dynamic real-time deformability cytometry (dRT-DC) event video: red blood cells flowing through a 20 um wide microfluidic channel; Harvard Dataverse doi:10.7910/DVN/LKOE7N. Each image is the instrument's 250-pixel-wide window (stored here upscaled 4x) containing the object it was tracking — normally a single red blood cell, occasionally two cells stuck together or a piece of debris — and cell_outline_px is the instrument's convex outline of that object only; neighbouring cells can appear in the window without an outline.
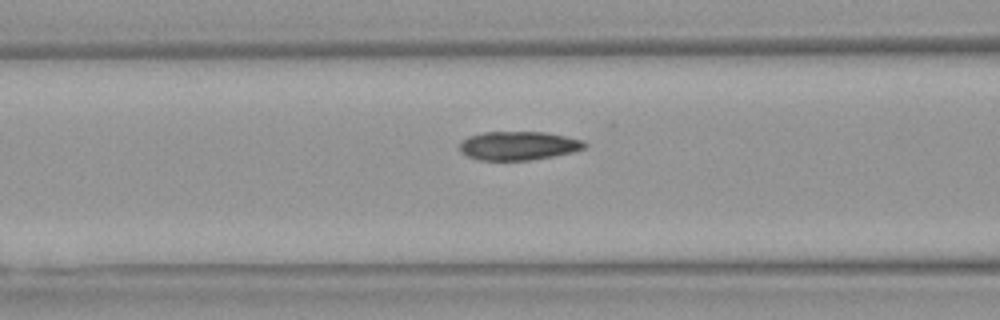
{"species": "Egyptian fruit bat (a non-hibernating species)", "species_latin": "Rousettus aegyptiacus", "temperature_condition": "warm", "stored_images_in_passage": 19, "camera_frame_rate_fps": 3000, "um_per_image_px": 0.085, "animal": {"sex": "female"}, "frame": {"image": 1, "passage_image": 17, "time_ms": 5.333, "image_size_px": [1000, 320], "cell_outline_px": [[588, 148], [572, 152], [552, 156], [528, 160], [480, 160], [468, 156], [460, 152], [460, 144], [468, 136], [484, 132], [544, 132], [584, 140], [588, 144]], "centroid_in_image_um": [44.1, 12.38], "position_along_channel_um": 122.5, "area_um2": 20.87}}